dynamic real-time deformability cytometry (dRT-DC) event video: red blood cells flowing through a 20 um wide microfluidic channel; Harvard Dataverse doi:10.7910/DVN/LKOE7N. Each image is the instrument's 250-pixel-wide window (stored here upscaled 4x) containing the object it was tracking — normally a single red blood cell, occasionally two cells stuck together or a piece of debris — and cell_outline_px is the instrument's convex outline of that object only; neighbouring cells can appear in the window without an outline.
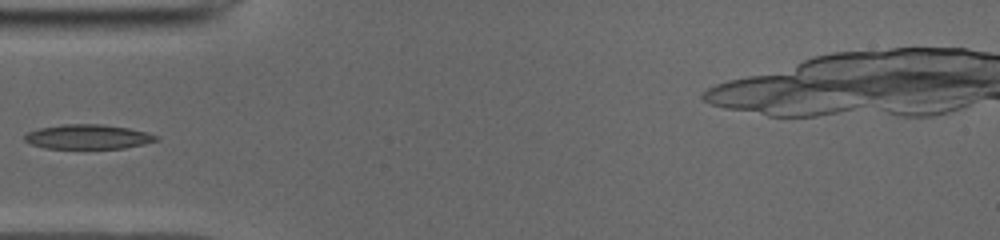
{"species": "common noctule bat (a hibernating species)", "species_latin": "Nyctalus noctula", "temperature_condition": "cold", "stored_images_in_passage": 36, "camera_frame_rate_fps": 3000, "um_per_image_px": 0.085, "animal": {"sex": "male", "body_mass_g": 19.0, "forearm_length_mm": 50.8}, "frame": {"image": 1, "passage_image": 1, "time_ms": 0.0, "image_size_px": [1000, 240], "cell_outline_px": [[160, 140], [144, 144], [124, 148], [44, 148], [32, 144], [24, 140], [24, 136], [28, 132], [40, 128], [64, 124], [100, 124], [128, 128], [160, 136]], "centroid_in_image_um": [7.5, 11.63], "position_along_channel_um": 77.5, "area_um2": 18.67}}
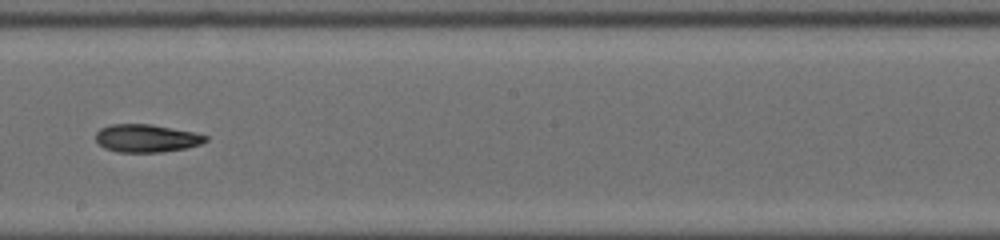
{"frame": {"image": 2, "passage_image": 13, "time_ms": 4.0, "image_size_px": [1000, 240], "cell_outline_px": [[208, 140], [200, 144], [184, 148], [160, 152], [120, 152], [104, 148], [96, 140], [96, 132], [100, 128], [112, 124], [148, 124], [196, 132], [208, 136]], "centroid_in_image_um": [12.45, 11.74], "position_along_channel_um": 235.7, "area_um2": 17.74}}
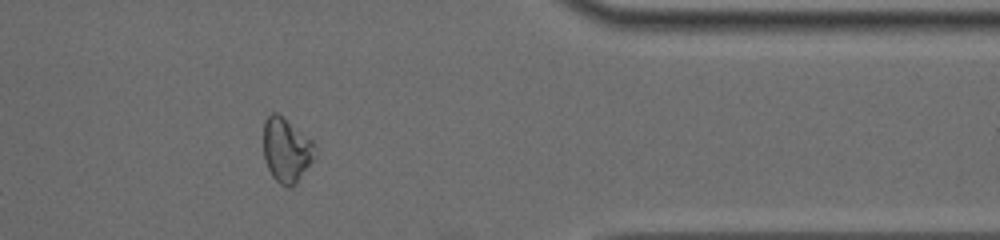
{"frame": {"image": 3, "passage_image": 26, "time_ms": 8.333, "image_size_px": [1000, 240], "cell_outline_px": [[316, 152], [312, 160], [296, 184], [288, 188], [280, 184], [272, 176], [264, 160], [264, 120], [272, 112], [276, 112], [312, 140], [316, 144]], "centroid_in_image_um": [24.34, 12.77], "position_along_channel_um": 387.1, "area_um2": 19.19}}